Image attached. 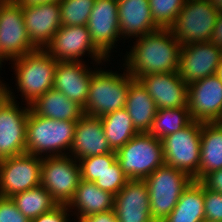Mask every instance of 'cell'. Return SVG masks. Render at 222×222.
<instances>
[{"instance_id": "obj_1", "label": "cell", "mask_w": 222, "mask_h": 222, "mask_svg": "<svg viewBox=\"0 0 222 222\" xmlns=\"http://www.w3.org/2000/svg\"><path fill=\"white\" fill-rule=\"evenodd\" d=\"M132 42L133 46H128L130 50L118 56H124L122 64L134 79L151 73L178 71L182 46L169 28H159Z\"/></svg>"}, {"instance_id": "obj_2", "label": "cell", "mask_w": 222, "mask_h": 222, "mask_svg": "<svg viewBox=\"0 0 222 222\" xmlns=\"http://www.w3.org/2000/svg\"><path fill=\"white\" fill-rule=\"evenodd\" d=\"M76 123L41 117L30 109L26 126V153L39 157L68 155Z\"/></svg>"}, {"instance_id": "obj_3", "label": "cell", "mask_w": 222, "mask_h": 222, "mask_svg": "<svg viewBox=\"0 0 222 222\" xmlns=\"http://www.w3.org/2000/svg\"><path fill=\"white\" fill-rule=\"evenodd\" d=\"M21 102L30 105L53 88L57 61L45 49H37L10 61Z\"/></svg>"}, {"instance_id": "obj_4", "label": "cell", "mask_w": 222, "mask_h": 222, "mask_svg": "<svg viewBox=\"0 0 222 222\" xmlns=\"http://www.w3.org/2000/svg\"><path fill=\"white\" fill-rule=\"evenodd\" d=\"M101 65L91 76L84 114L102 117L125 108L130 80L133 78L122 63V71L104 69Z\"/></svg>"}, {"instance_id": "obj_5", "label": "cell", "mask_w": 222, "mask_h": 222, "mask_svg": "<svg viewBox=\"0 0 222 222\" xmlns=\"http://www.w3.org/2000/svg\"><path fill=\"white\" fill-rule=\"evenodd\" d=\"M116 157L129 180H144L164 164L162 140L138 133L116 152Z\"/></svg>"}, {"instance_id": "obj_6", "label": "cell", "mask_w": 222, "mask_h": 222, "mask_svg": "<svg viewBox=\"0 0 222 222\" xmlns=\"http://www.w3.org/2000/svg\"><path fill=\"white\" fill-rule=\"evenodd\" d=\"M193 180L188 174L167 164L144 179L154 222H162L172 212L183 191Z\"/></svg>"}, {"instance_id": "obj_7", "label": "cell", "mask_w": 222, "mask_h": 222, "mask_svg": "<svg viewBox=\"0 0 222 222\" xmlns=\"http://www.w3.org/2000/svg\"><path fill=\"white\" fill-rule=\"evenodd\" d=\"M218 15L209 0H186L169 29L181 46L208 42Z\"/></svg>"}, {"instance_id": "obj_8", "label": "cell", "mask_w": 222, "mask_h": 222, "mask_svg": "<svg viewBox=\"0 0 222 222\" xmlns=\"http://www.w3.org/2000/svg\"><path fill=\"white\" fill-rule=\"evenodd\" d=\"M202 122L192 120L186 127L162 139L164 164L188 174L198 176Z\"/></svg>"}, {"instance_id": "obj_9", "label": "cell", "mask_w": 222, "mask_h": 222, "mask_svg": "<svg viewBox=\"0 0 222 222\" xmlns=\"http://www.w3.org/2000/svg\"><path fill=\"white\" fill-rule=\"evenodd\" d=\"M10 87L7 84V97L0 104V160L26 153L30 105L17 103L16 93Z\"/></svg>"}, {"instance_id": "obj_10", "label": "cell", "mask_w": 222, "mask_h": 222, "mask_svg": "<svg viewBox=\"0 0 222 222\" xmlns=\"http://www.w3.org/2000/svg\"><path fill=\"white\" fill-rule=\"evenodd\" d=\"M81 181L79 161L71 155L42 157L40 185L57 202L68 204Z\"/></svg>"}, {"instance_id": "obj_11", "label": "cell", "mask_w": 222, "mask_h": 222, "mask_svg": "<svg viewBox=\"0 0 222 222\" xmlns=\"http://www.w3.org/2000/svg\"><path fill=\"white\" fill-rule=\"evenodd\" d=\"M56 61H80L83 56L91 59L89 63H104L108 60L92 43L87 26H61L50 43L44 48Z\"/></svg>"}, {"instance_id": "obj_12", "label": "cell", "mask_w": 222, "mask_h": 222, "mask_svg": "<svg viewBox=\"0 0 222 222\" xmlns=\"http://www.w3.org/2000/svg\"><path fill=\"white\" fill-rule=\"evenodd\" d=\"M42 157L24 153L0 160V197L30 190L40 185Z\"/></svg>"}, {"instance_id": "obj_13", "label": "cell", "mask_w": 222, "mask_h": 222, "mask_svg": "<svg viewBox=\"0 0 222 222\" xmlns=\"http://www.w3.org/2000/svg\"><path fill=\"white\" fill-rule=\"evenodd\" d=\"M86 26L92 43L108 60L112 61L113 52H117V44L122 40L117 0H96Z\"/></svg>"}, {"instance_id": "obj_14", "label": "cell", "mask_w": 222, "mask_h": 222, "mask_svg": "<svg viewBox=\"0 0 222 222\" xmlns=\"http://www.w3.org/2000/svg\"><path fill=\"white\" fill-rule=\"evenodd\" d=\"M0 49L9 63L37 50L29 39L22 6L16 2L0 3Z\"/></svg>"}, {"instance_id": "obj_15", "label": "cell", "mask_w": 222, "mask_h": 222, "mask_svg": "<svg viewBox=\"0 0 222 222\" xmlns=\"http://www.w3.org/2000/svg\"><path fill=\"white\" fill-rule=\"evenodd\" d=\"M222 61V48L211 41L192 43L181 47L178 73L189 85L216 74Z\"/></svg>"}, {"instance_id": "obj_16", "label": "cell", "mask_w": 222, "mask_h": 222, "mask_svg": "<svg viewBox=\"0 0 222 222\" xmlns=\"http://www.w3.org/2000/svg\"><path fill=\"white\" fill-rule=\"evenodd\" d=\"M187 107L194 121H222V82L216 76H208L188 85Z\"/></svg>"}, {"instance_id": "obj_17", "label": "cell", "mask_w": 222, "mask_h": 222, "mask_svg": "<svg viewBox=\"0 0 222 222\" xmlns=\"http://www.w3.org/2000/svg\"><path fill=\"white\" fill-rule=\"evenodd\" d=\"M92 65L89 66L85 61H57L53 88L84 108L91 76L99 68L98 66L104 64L93 63Z\"/></svg>"}, {"instance_id": "obj_18", "label": "cell", "mask_w": 222, "mask_h": 222, "mask_svg": "<svg viewBox=\"0 0 222 222\" xmlns=\"http://www.w3.org/2000/svg\"><path fill=\"white\" fill-rule=\"evenodd\" d=\"M158 109L187 107L188 85L177 72L151 73L138 78Z\"/></svg>"}, {"instance_id": "obj_19", "label": "cell", "mask_w": 222, "mask_h": 222, "mask_svg": "<svg viewBox=\"0 0 222 222\" xmlns=\"http://www.w3.org/2000/svg\"><path fill=\"white\" fill-rule=\"evenodd\" d=\"M22 12L29 39L44 49L62 26L59 2L22 7Z\"/></svg>"}, {"instance_id": "obj_20", "label": "cell", "mask_w": 222, "mask_h": 222, "mask_svg": "<svg viewBox=\"0 0 222 222\" xmlns=\"http://www.w3.org/2000/svg\"><path fill=\"white\" fill-rule=\"evenodd\" d=\"M118 222H154L150 213L149 192L144 180H128L115 195Z\"/></svg>"}, {"instance_id": "obj_21", "label": "cell", "mask_w": 222, "mask_h": 222, "mask_svg": "<svg viewBox=\"0 0 222 222\" xmlns=\"http://www.w3.org/2000/svg\"><path fill=\"white\" fill-rule=\"evenodd\" d=\"M114 152L105 136L101 118L84 114L76 123L69 152L74 159Z\"/></svg>"}, {"instance_id": "obj_22", "label": "cell", "mask_w": 222, "mask_h": 222, "mask_svg": "<svg viewBox=\"0 0 222 222\" xmlns=\"http://www.w3.org/2000/svg\"><path fill=\"white\" fill-rule=\"evenodd\" d=\"M118 21L124 40L138 38L160 27L153 21L149 0H117Z\"/></svg>"}, {"instance_id": "obj_23", "label": "cell", "mask_w": 222, "mask_h": 222, "mask_svg": "<svg viewBox=\"0 0 222 222\" xmlns=\"http://www.w3.org/2000/svg\"><path fill=\"white\" fill-rule=\"evenodd\" d=\"M114 199L115 195L111 192L102 190L94 182L81 179L67 206L73 213L72 219L77 222L90 215L113 210Z\"/></svg>"}, {"instance_id": "obj_24", "label": "cell", "mask_w": 222, "mask_h": 222, "mask_svg": "<svg viewBox=\"0 0 222 222\" xmlns=\"http://www.w3.org/2000/svg\"><path fill=\"white\" fill-rule=\"evenodd\" d=\"M125 108L136 131L138 133H148L158 108L138 79L132 78L130 80Z\"/></svg>"}, {"instance_id": "obj_25", "label": "cell", "mask_w": 222, "mask_h": 222, "mask_svg": "<svg viewBox=\"0 0 222 222\" xmlns=\"http://www.w3.org/2000/svg\"><path fill=\"white\" fill-rule=\"evenodd\" d=\"M30 109L41 117L77 122L83 115V107L52 88L30 104Z\"/></svg>"}, {"instance_id": "obj_26", "label": "cell", "mask_w": 222, "mask_h": 222, "mask_svg": "<svg viewBox=\"0 0 222 222\" xmlns=\"http://www.w3.org/2000/svg\"><path fill=\"white\" fill-rule=\"evenodd\" d=\"M200 150V166L194 181L222 169V121L202 123Z\"/></svg>"}, {"instance_id": "obj_27", "label": "cell", "mask_w": 222, "mask_h": 222, "mask_svg": "<svg viewBox=\"0 0 222 222\" xmlns=\"http://www.w3.org/2000/svg\"><path fill=\"white\" fill-rule=\"evenodd\" d=\"M205 220L204 186L192 181L175 208L162 222H202Z\"/></svg>"}, {"instance_id": "obj_28", "label": "cell", "mask_w": 222, "mask_h": 222, "mask_svg": "<svg viewBox=\"0 0 222 222\" xmlns=\"http://www.w3.org/2000/svg\"><path fill=\"white\" fill-rule=\"evenodd\" d=\"M100 118L107 141L115 152L138 134L126 108L108 113Z\"/></svg>"}, {"instance_id": "obj_29", "label": "cell", "mask_w": 222, "mask_h": 222, "mask_svg": "<svg viewBox=\"0 0 222 222\" xmlns=\"http://www.w3.org/2000/svg\"><path fill=\"white\" fill-rule=\"evenodd\" d=\"M11 199L18 210L30 221L58 205L42 185L15 194Z\"/></svg>"}, {"instance_id": "obj_30", "label": "cell", "mask_w": 222, "mask_h": 222, "mask_svg": "<svg viewBox=\"0 0 222 222\" xmlns=\"http://www.w3.org/2000/svg\"><path fill=\"white\" fill-rule=\"evenodd\" d=\"M192 118L188 107L158 109L149 134L160 140L186 127Z\"/></svg>"}, {"instance_id": "obj_31", "label": "cell", "mask_w": 222, "mask_h": 222, "mask_svg": "<svg viewBox=\"0 0 222 222\" xmlns=\"http://www.w3.org/2000/svg\"><path fill=\"white\" fill-rule=\"evenodd\" d=\"M96 0H62L59 2L63 26H86Z\"/></svg>"}, {"instance_id": "obj_32", "label": "cell", "mask_w": 222, "mask_h": 222, "mask_svg": "<svg viewBox=\"0 0 222 222\" xmlns=\"http://www.w3.org/2000/svg\"><path fill=\"white\" fill-rule=\"evenodd\" d=\"M186 0H149L153 21L160 28H170Z\"/></svg>"}, {"instance_id": "obj_33", "label": "cell", "mask_w": 222, "mask_h": 222, "mask_svg": "<svg viewBox=\"0 0 222 222\" xmlns=\"http://www.w3.org/2000/svg\"><path fill=\"white\" fill-rule=\"evenodd\" d=\"M116 160L117 157L115 151L78 160L80 164L81 179L95 182Z\"/></svg>"}, {"instance_id": "obj_34", "label": "cell", "mask_w": 222, "mask_h": 222, "mask_svg": "<svg viewBox=\"0 0 222 222\" xmlns=\"http://www.w3.org/2000/svg\"><path fill=\"white\" fill-rule=\"evenodd\" d=\"M128 180L119 162L116 160L94 183L102 190L116 195L125 186Z\"/></svg>"}, {"instance_id": "obj_35", "label": "cell", "mask_w": 222, "mask_h": 222, "mask_svg": "<svg viewBox=\"0 0 222 222\" xmlns=\"http://www.w3.org/2000/svg\"><path fill=\"white\" fill-rule=\"evenodd\" d=\"M205 220L222 222V193L204 187Z\"/></svg>"}, {"instance_id": "obj_36", "label": "cell", "mask_w": 222, "mask_h": 222, "mask_svg": "<svg viewBox=\"0 0 222 222\" xmlns=\"http://www.w3.org/2000/svg\"><path fill=\"white\" fill-rule=\"evenodd\" d=\"M0 222H30L11 198L0 197Z\"/></svg>"}, {"instance_id": "obj_37", "label": "cell", "mask_w": 222, "mask_h": 222, "mask_svg": "<svg viewBox=\"0 0 222 222\" xmlns=\"http://www.w3.org/2000/svg\"><path fill=\"white\" fill-rule=\"evenodd\" d=\"M72 213L66 204H58L49 212L32 219L30 222H71ZM71 219V220H70ZM74 222V221H73Z\"/></svg>"}, {"instance_id": "obj_38", "label": "cell", "mask_w": 222, "mask_h": 222, "mask_svg": "<svg viewBox=\"0 0 222 222\" xmlns=\"http://www.w3.org/2000/svg\"><path fill=\"white\" fill-rule=\"evenodd\" d=\"M199 182L210 191L222 193V169L210 172Z\"/></svg>"}, {"instance_id": "obj_39", "label": "cell", "mask_w": 222, "mask_h": 222, "mask_svg": "<svg viewBox=\"0 0 222 222\" xmlns=\"http://www.w3.org/2000/svg\"><path fill=\"white\" fill-rule=\"evenodd\" d=\"M77 222H118V220L115 211L110 210L90 215L88 217L78 220Z\"/></svg>"}, {"instance_id": "obj_40", "label": "cell", "mask_w": 222, "mask_h": 222, "mask_svg": "<svg viewBox=\"0 0 222 222\" xmlns=\"http://www.w3.org/2000/svg\"><path fill=\"white\" fill-rule=\"evenodd\" d=\"M210 41L215 46L222 48V12H219Z\"/></svg>"}, {"instance_id": "obj_41", "label": "cell", "mask_w": 222, "mask_h": 222, "mask_svg": "<svg viewBox=\"0 0 222 222\" xmlns=\"http://www.w3.org/2000/svg\"><path fill=\"white\" fill-rule=\"evenodd\" d=\"M62 0H17L16 3L22 7L46 4L51 2H61Z\"/></svg>"}, {"instance_id": "obj_42", "label": "cell", "mask_w": 222, "mask_h": 222, "mask_svg": "<svg viewBox=\"0 0 222 222\" xmlns=\"http://www.w3.org/2000/svg\"><path fill=\"white\" fill-rule=\"evenodd\" d=\"M1 78L0 76V104L7 97V83H5L6 81L3 78L1 80Z\"/></svg>"}, {"instance_id": "obj_43", "label": "cell", "mask_w": 222, "mask_h": 222, "mask_svg": "<svg viewBox=\"0 0 222 222\" xmlns=\"http://www.w3.org/2000/svg\"><path fill=\"white\" fill-rule=\"evenodd\" d=\"M209 1L216 10L222 12V0H209Z\"/></svg>"}, {"instance_id": "obj_44", "label": "cell", "mask_w": 222, "mask_h": 222, "mask_svg": "<svg viewBox=\"0 0 222 222\" xmlns=\"http://www.w3.org/2000/svg\"><path fill=\"white\" fill-rule=\"evenodd\" d=\"M5 61H9L4 55H3V53H2V51H1V49H0V73H2L1 72V70L3 71V69H1L2 67H3V63L4 64H6L7 62H5ZM1 75V74H0Z\"/></svg>"}, {"instance_id": "obj_45", "label": "cell", "mask_w": 222, "mask_h": 222, "mask_svg": "<svg viewBox=\"0 0 222 222\" xmlns=\"http://www.w3.org/2000/svg\"><path fill=\"white\" fill-rule=\"evenodd\" d=\"M219 79L220 81L222 82V61L219 65V67L217 68L216 70V74H215Z\"/></svg>"}, {"instance_id": "obj_46", "label": "cell", "mask_w": 222, "mask_h": 222, "mask_svg": "<svg viewBox=\"0 0 222 222\" xmlns=\"http://www.w3.org/2000/svg\"><path fill=\"white\" fill-rule=\"evenodd\" d=\"M17 0H0V3H13L16 2Z\"/></svg>"}, {"instance_id": "obj_47", "label": "cell", "mask_w": 222, "mask_h": 222, "mask_svg": "<svg viewBox=\"0 0 222 222\" xmlns=\"http://www.w3.org/2000/svg\"><path fill=\"white\" fill-rule=\"evenodd\" d=\"M202 222H213V221L203 220Z\"/></svg>"}]
</instances>
